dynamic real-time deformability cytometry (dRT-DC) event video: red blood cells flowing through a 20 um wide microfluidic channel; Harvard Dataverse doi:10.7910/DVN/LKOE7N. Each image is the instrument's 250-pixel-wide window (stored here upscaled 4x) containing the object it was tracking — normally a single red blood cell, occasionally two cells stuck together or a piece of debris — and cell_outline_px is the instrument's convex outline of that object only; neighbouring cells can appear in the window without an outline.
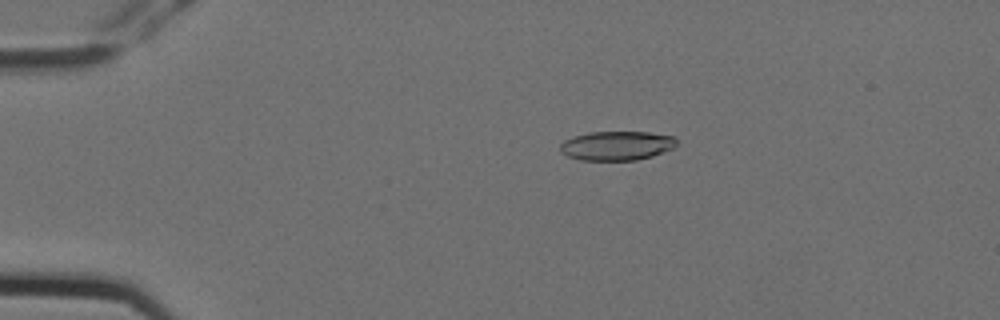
{"species": "Egyptian fruit bat (a non-hibernating species)", "species_latin": "Rousettus aegyptiacus", "temperature_condition": "cold", "stored_images_in_passage": 2, "camera_frame_rate_fps": 3000, "um_per_image_px": 0.085, "animal": {"sex": "female"}, "frame": {"image": 1, "passage_image": 1, "time_ms": 0.0, "image_size_px": [1000, 320], "cell_outline_px": [[676, 144], [672, 148], [652, 156], [636, 160], [580, 160], [568, 156], [560, 152], [560, 144], [564, 140], [588, 132], [648, 132], [676, 136]], "centroid_in_image_um": [52.41, 12.38], "position_along_channel_um": 32.6, "area_um2": 19.77}}